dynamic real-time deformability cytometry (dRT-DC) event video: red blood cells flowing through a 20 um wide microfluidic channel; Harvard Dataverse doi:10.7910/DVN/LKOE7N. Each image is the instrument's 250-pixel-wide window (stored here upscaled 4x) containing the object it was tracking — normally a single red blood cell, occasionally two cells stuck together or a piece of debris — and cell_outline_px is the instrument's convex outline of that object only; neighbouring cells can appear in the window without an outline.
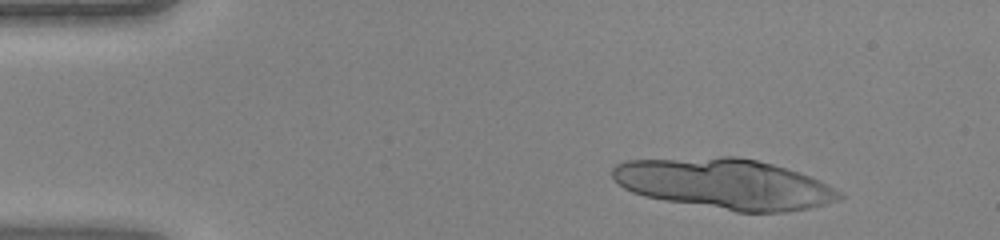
{"species": "human", "species_latin": "Homo sapiens", "temperature_condition": "warm", "stored_images_in_passage": 16, "segment_of_instrument_passage": [1, 2], "camera_frame_rate_fps": 3000, "um_per_image_px": 0.085, "donor": {"sex": "female"}, "frame": {"image": 1, "passage_image": 5, "time_ms": 1.333, "image_size_px": [1000, 240], "cell_outline_px": [[808, 180], [764, 212], [744, 212], [652, 196], [636, 192], [628, 188], [616, 180], [616, 168], [624, 164], [640, 160], [752, 160], [768, 164], [792, 172]], "centroid_in_image_um": [60.49, 15.5], "position_along_channel_um": 24.5, "area_um2": 51.9}}